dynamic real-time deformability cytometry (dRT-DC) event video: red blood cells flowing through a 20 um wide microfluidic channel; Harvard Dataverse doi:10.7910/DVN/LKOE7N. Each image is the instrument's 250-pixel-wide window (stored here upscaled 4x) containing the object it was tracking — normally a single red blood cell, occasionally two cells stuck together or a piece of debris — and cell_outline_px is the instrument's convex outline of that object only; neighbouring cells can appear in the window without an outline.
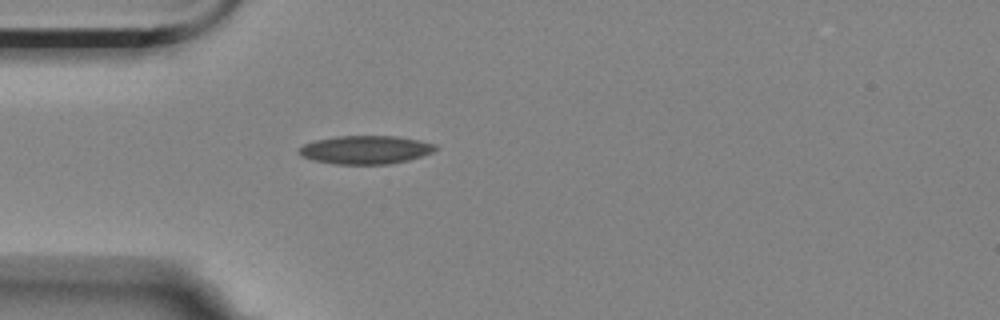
{"species": "Egyptian fruit bat (a non-hibernating species)", "species_latin": "Rousettus aegyptiacus", "temperature_condition": "room temperature", "stored_images_in_passage": 1, "camera_frame_rate_fps": 3000, "um_per_image_px": 0.085, "animal": {"sex": "female"}, "frame": {"image": 1, "passage_image": 1, "time_ms": 0.0, "image_size_px": [1000, 320], "cell_outline_px": [[440, 148], [432, 152], [408, 160], [388, 164], [332, 164], [312, 160], [300, 156], [296, 152], [304, 144], [316, 140], [340, 136], [396, 136], [436, 144]], "centroid_in_image_um": [31.04, 12.74], "position_along_channel_um": 54.0, "area_um2": 22.54}}